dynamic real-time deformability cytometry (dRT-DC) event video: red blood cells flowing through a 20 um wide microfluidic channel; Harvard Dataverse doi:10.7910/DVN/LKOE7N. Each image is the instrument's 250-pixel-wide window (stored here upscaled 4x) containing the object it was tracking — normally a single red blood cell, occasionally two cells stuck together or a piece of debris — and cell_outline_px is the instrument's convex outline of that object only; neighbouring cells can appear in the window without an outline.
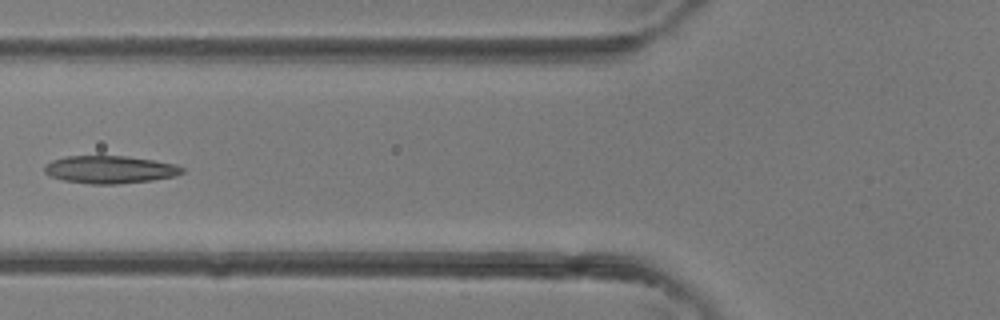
{"species": "common noctule bat (a hibernating species)", "species_latin": "Nyctalus noctula", "temperature_condition": "room temperature", "stored_images_in_passage": 5, "camera_frame_rate_fps": 3000, "um_per_image_px": 0.085, "animal": {"sex": "female"}, "frame": {"image": 1, "passage_image": 5, "time_ms": 1.333, "image_size_px": [1000, 320], "cell_outline_px": [[184, 172], [176, 176], [152, 180], [116, 184], [88, 184], [64, 180], [48, 176], [44, 172], [44, 164], [52, 160], [64, 156], [128, 156], [176, 164], [184, 168]], "centroid_in_image_um": [9.31, 14.41], "position_along_channel_um": 116.5, "area_um2": 22.37}}